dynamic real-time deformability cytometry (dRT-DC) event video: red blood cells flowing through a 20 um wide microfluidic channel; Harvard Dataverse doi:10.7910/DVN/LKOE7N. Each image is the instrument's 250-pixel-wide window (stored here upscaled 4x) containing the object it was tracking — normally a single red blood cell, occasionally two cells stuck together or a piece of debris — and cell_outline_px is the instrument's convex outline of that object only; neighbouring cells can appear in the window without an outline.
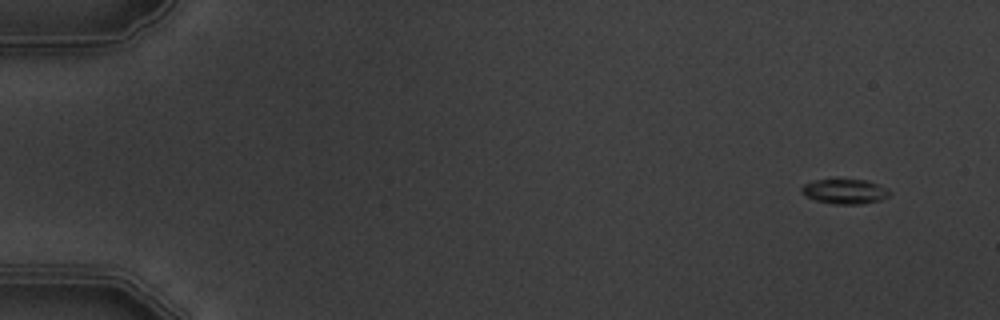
{"species": "common noctule bat (a hibernating species)", "species_latin": "Nyctalus noctula", "temperature_condition": "warm", "stored_images_in_passage": 4, "segment_of_instrument_passage": [2, 2], "camera_frame_rate_fps": 3000, "um_per_image_px": 0.085, "animal": {"sex": "male", "body_mass_g": 19.5, "forearm_length_mm": 54.6}, "frame": {"image": 1, "passage_image": 4, "time_ms": 3.667, "image_size_px": [1000, 320], "cell_outline_px": [[892, 192], [888, 196], [880, 200], [860, 204], [836, 204], [816, 200], [800, 192], [800, 188], [804, 184], [812, 180], [836, 176], [868, 180], [888, 188]], "centroid_in_image_um": [71.8, 16.2], "position_along_channel_um": 13.2, "area_um2": 13.47}}